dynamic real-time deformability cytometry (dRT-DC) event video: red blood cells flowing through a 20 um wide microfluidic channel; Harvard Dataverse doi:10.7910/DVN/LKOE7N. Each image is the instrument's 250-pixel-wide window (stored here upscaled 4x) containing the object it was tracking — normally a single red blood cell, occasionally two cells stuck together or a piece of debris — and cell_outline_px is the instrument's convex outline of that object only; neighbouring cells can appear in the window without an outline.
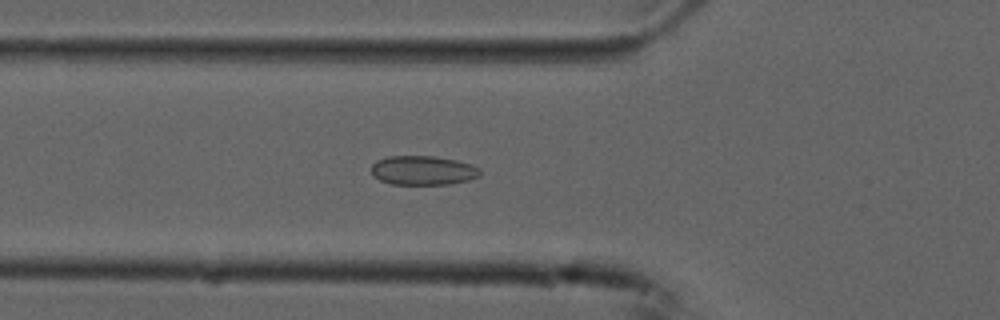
{"species": "common noctule bat (a hibernating species)", "species_latin": "Nyctalus noctula", "temperature_condition": "cold", "stored_images_in_passage": 54, "camera_frame_rate_fps": 3000, "um_per_image_px": 0.085, "animal": {"sex": "male", "forearm_length_mm": 52.5}, "frame": {"image": 1, "passage_image": 19, "time_ms": 6.0, "image_size_px": [1000, 320], "cell_outline_px": [[480, 176], [468, 180], [448, 184], [392, 184], [380, 180], [372, 176], [372, 164], [376, 160], [388, 156], [432, 156], [456, 160], [472, 164], [480, 168]], "centroid_in_image_um": [35.95, 14.48], "position_along_channel_um": 89.9, "area_um2": 18.55}}
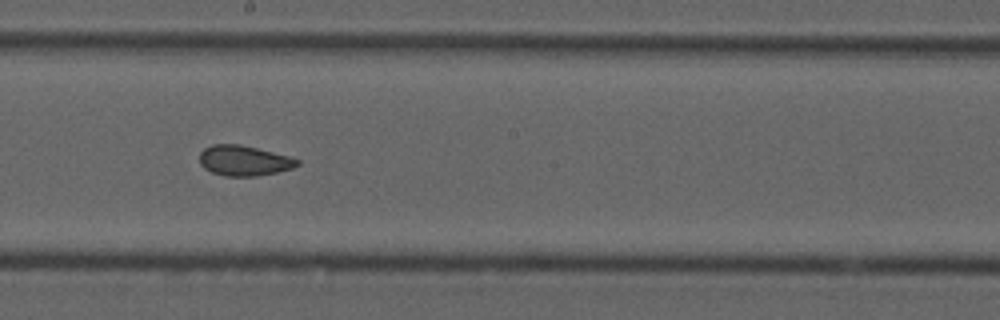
{"frame": {"image": 2, "passage_image": 30, "time_ms": 9.667, "image_size_px": [1000, 320], "cell_outline_px": [[300, 164], [292, 168], [276, 172], [256, 176], [224, 176], [212, 172], [204, 168], [200, 164], [200, 152], [204, 148], [212, 144], [240, 144], [292, 156], [300, 160]], "centroid_in_image_um": [20.75, 13.64], "position_along_channel_um": 227.4, "area_um2": 17.4}}
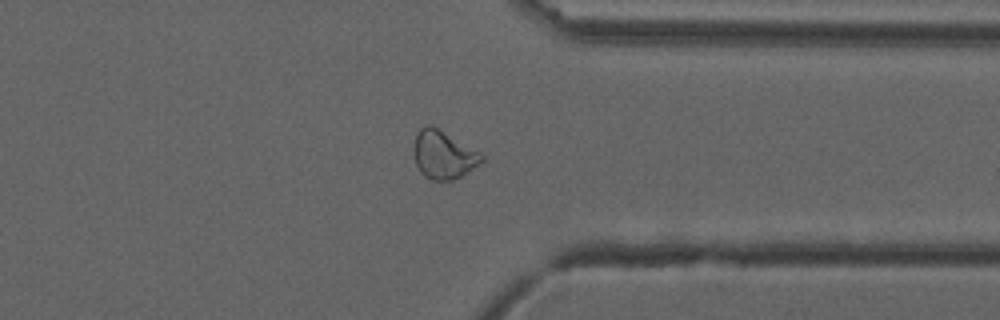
{"frame": {"image": 3, "passage_image": 42, "time_ms": 13.667, "image_size_px": [1000, 320], "cell_outline_px": [[484, 160], [480, 164], [460, 176], [452, 180], [432, 180], [424, 176], [420, 172], [416, 164], [416, 136], [420, 128], [428, 124], [436, 128], [480, 152], [484, 156]], "centroid_in_image_um": [37.72, 13.18], "position_along_channel_um": 373.7, "area_um2": 18.38}, "authors_computed_cell_mechanics": {"area_um2": 19.4497, "velocity_mm_per_s": 3.7391, "shape_relaxation_time_tau1_ms": null, "shape_relaxation_time_tau2_ms": 1.7113, "deformation_change_tau1": null, "deformation_change_tau2": 0.062}}